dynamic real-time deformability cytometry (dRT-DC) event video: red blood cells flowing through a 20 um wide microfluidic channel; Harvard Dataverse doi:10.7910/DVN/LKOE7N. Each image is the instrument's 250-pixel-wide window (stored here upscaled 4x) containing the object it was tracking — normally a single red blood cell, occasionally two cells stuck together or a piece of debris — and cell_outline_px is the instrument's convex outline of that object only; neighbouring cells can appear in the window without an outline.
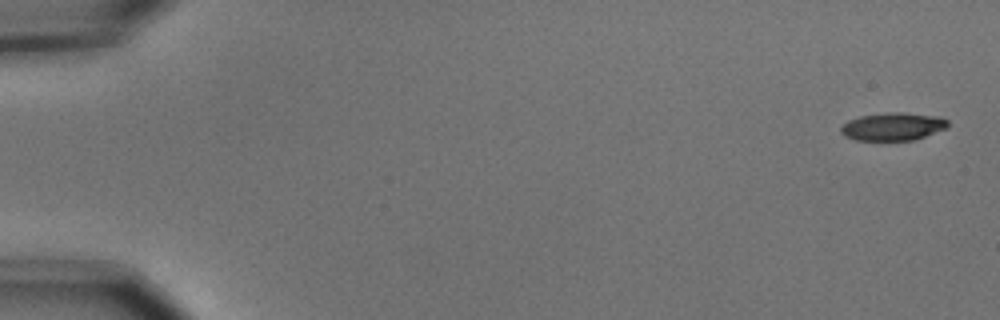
{"species": "common noctule bat (a hibernating species)", "species_latin": "Nyctalus noctula", "temperature_condition": "cold", "stored_images_in_passage": 6, "camera_frame_rate_fps": 3000, "um_per_image_px": 0.085, "animal": {"sex": "male", "body_mass_g": 15.6}, "frame": {"image": 1, "passage_image": 1, "time_ms": 0.0, "image_size_px": [1000, 320], "cell_outline_px": [[948, 128], [912, 140], [856, 140], [844, 136], [840, 132], [840, 128], [848, 120], [860, 116], [884, 112], [904, 112], [940, 116], [948, 120]], "centroid_in_image_um": [75.9, 10.74], "position_along_channel_um": 9.1, "area_um2": 17.51}}
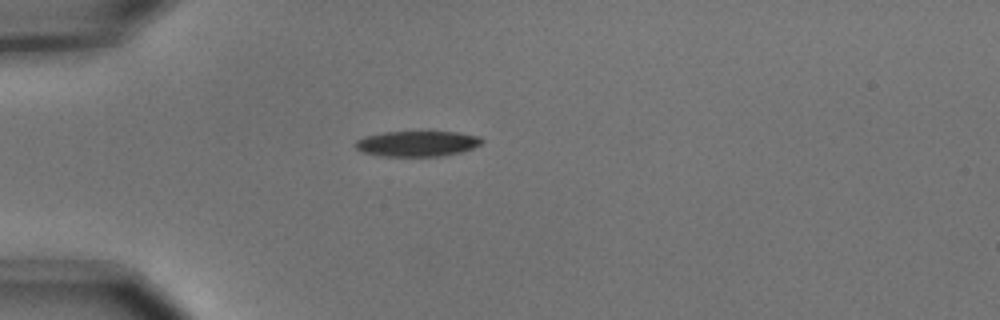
{"frame": {"image": 2, "passage_image": 5, "time_ms": 1.333, "image_size_px": [1000, 320], "cell_outline_px": [[484, 140], [480, 144], [472, 148], [460, 152], [444, 156], [380, 156], [360, 152], [352, 144], [356, 140], [364, 136], [384, 132], [460, 132], [480, 136]], "centroid_in_image_um": [35.42, 12.21], "position_along_channel_um": 49.6, "area_um2": 19.02}}